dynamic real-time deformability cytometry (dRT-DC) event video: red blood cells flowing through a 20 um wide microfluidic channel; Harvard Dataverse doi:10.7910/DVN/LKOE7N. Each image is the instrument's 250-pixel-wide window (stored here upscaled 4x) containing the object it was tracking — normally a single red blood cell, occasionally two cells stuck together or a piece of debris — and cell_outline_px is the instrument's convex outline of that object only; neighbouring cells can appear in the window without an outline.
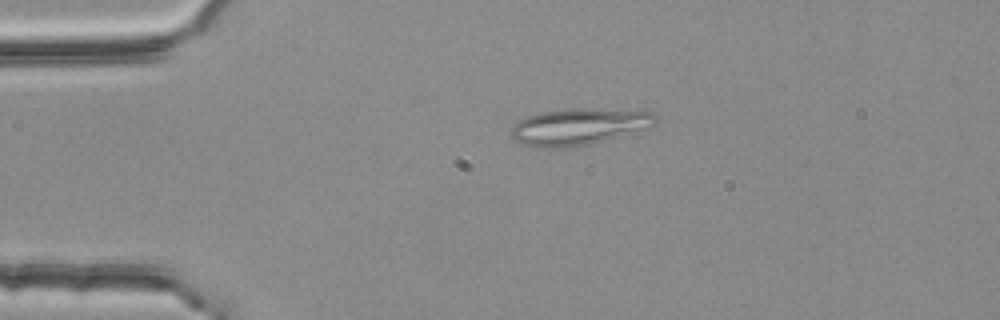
{"species": "common noctule bat (a hibernating species)", "species_latin": "Nyctalus noctula", "temperature_condition": "room temperature", "stored_images_in_passage": 54, "camera_frame_rate_fps": 3000, "um_per_image_px": 0.085, "animal": {"sex": "female", "body_mass_g": 25.1}, "frame": {"image": 1, "passage_image": 12, "time_ms": 3.667, "image_size_px": [1000, 320], "cell_outline_px": [[660, 120], [656, 124], [644, 128], [588, 144], [568, 148], [544, 148], [524, 144], [516, 140], [512, 136], [512, 124], [528, 116], [540, 112], [568, 108], [584, 108], [652, 112]], "centroid_in_image_um": [49.16, 10.75], "position_along_channel_um": 35.8, "area_um2": 30.29}}
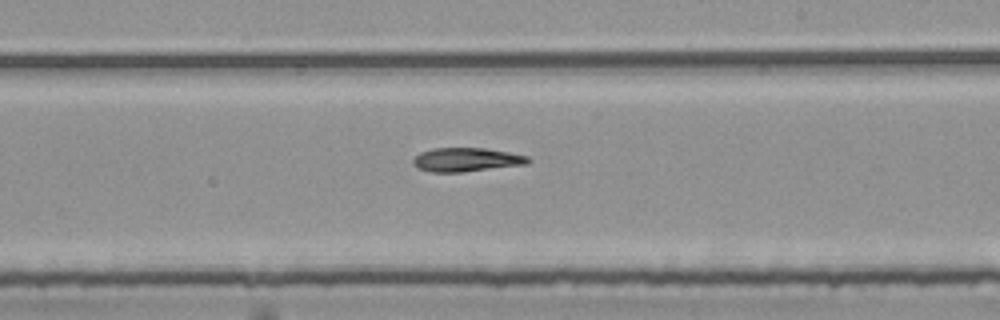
{"frame": {"image": 2, "passage_image": 32, "time_ms": 10.333, "image_size_px": [1000, 320], "cell_outline_px": [[532, 160], [528, 164], [460, 172], [432, 172], [416, 168], [412, 164], [412, 160], [420, 152], [432, 148], [484, 148], [508, 152], [528, 156]], "centroid_in_image_um": [39.62, 13.57], "position_along_channel_um": 249.4, "area_um2": 16.01}}
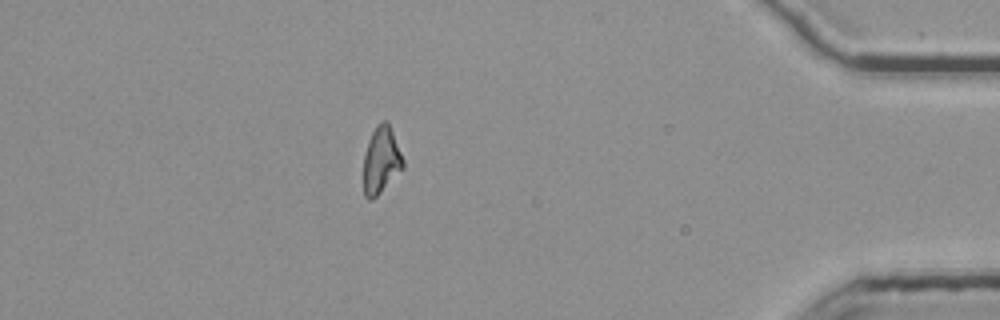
{"frame": {"image": 3, "passage_image": 48, "time_ms": 15.667, "image_size_px": [1000, 320], "cell_outline_px": [[404, 168], [372, 200], [368, 200], [364, 196], [364, 156], [368, 140], [376, 124], [380, 120], [388, 120], [404, 160]], "centroid_in_image_um": [32.4, 13.58], "position_along_channel_um": 402.8, "area_um2": 15.49}, "authors_computed_cell_mechanics": {"area_um2": 16.4152, "velocity_mm_per_s": 3.7638, "shape_relaxation_time_tau1_ms": null, "shape_relaxation_time_tau2_ms": 7.9422, "deformation_change_tau1": null, "deformation_change_tau2": 0.1465}}